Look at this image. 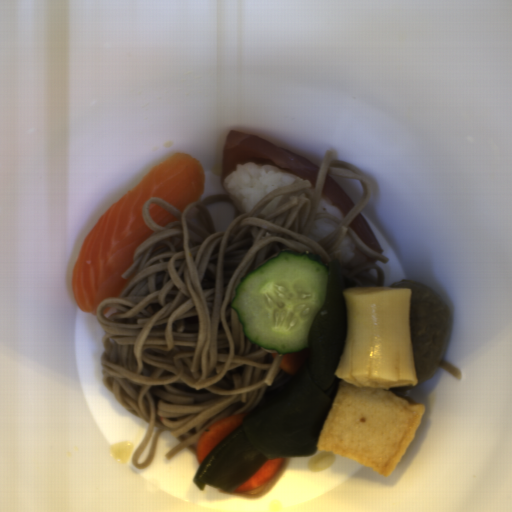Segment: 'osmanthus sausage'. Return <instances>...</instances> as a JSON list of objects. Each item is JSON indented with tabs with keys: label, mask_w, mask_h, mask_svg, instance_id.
Wrapping results in <instances>:
<instances>
[{
	"label": "osmanthus sausage",
	"mask_w": 512,
	"mask_h": 512,
	"mask_svg": "<svg viewBox=\"0 0 512 512\" xmlns=\"http://www.w3.org/2000/svg\"><path fill=\"white\" fill-rule=\"evenodd\" d=\"M346 342L334 376L360 388L388 390L419 380L410 327L412 289L346 287Z\"/></svg>",
	"instance_id": "osmanthus-sausage-1"
}]
</instances>
